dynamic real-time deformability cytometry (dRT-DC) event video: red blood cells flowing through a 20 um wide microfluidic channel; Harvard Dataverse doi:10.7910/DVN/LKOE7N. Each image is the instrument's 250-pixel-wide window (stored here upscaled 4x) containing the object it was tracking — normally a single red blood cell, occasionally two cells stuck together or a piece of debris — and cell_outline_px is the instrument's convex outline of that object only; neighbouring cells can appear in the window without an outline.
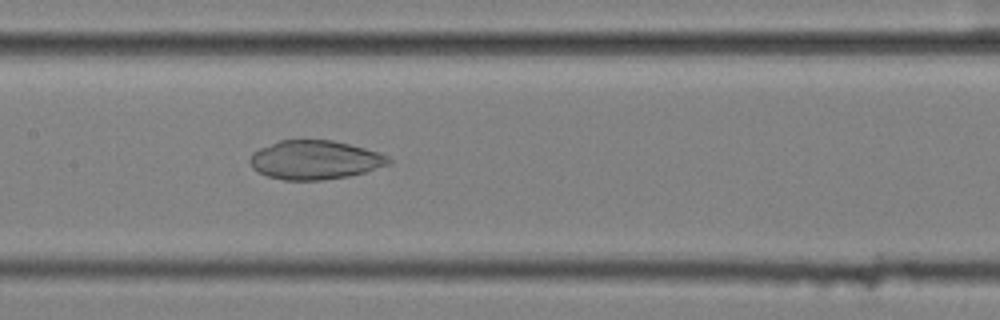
{"species": "common noctule bat (a hibernating species)", "species_latin": "Nyctalus noctula", "temperature_condition": "cold", "stored_images_in_passage": 45, "camera_frame_rate_fps": 3000, "um_per_image_px": 0.085, "animal": {"sex": "female", "body_mass_g": 25.1}, "frame": {"image": 1, "passage_image": 21, "time_ms": 6.667, "image_size_px": [1000, 320], "cell_outline_px": [[392, 164], [364, 172], [348, 176], [320, 180], [284, 180], [268, 176], [256, 172], [252, 168], [248, 160], [252, 152], [260, 148], [280, 140], [332, 140], [380, 152], [388, 156], [392, 160]], "centroid_in_image_um": [26.76, 13.59], "position_along_channel_um": 180.6, "area_um2": 31.56}}
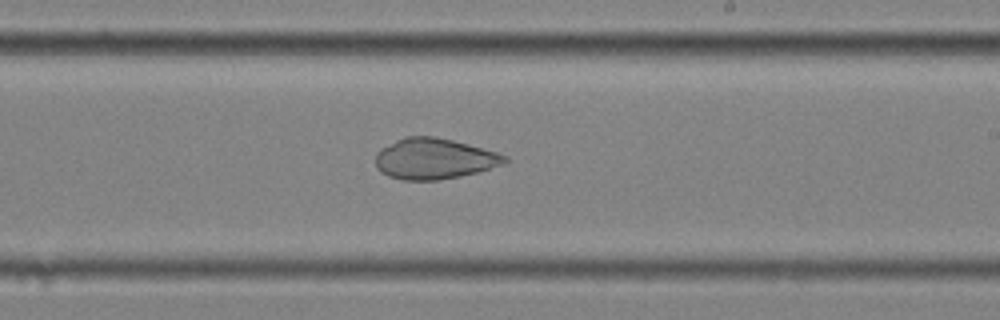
{"frame": {"image": 2, "passage_image": 27, "time_ms": 8.667, "image_size_px": [1000, 320], "cell_outline_px": [[508, 160], [504, 164], [476, 172], [460, 176], [436, 180], [404, 180], [388, 176], [380, 172], [376, 168], [376, 152], [380, 148], [404, 136], [436, 136], [468, 144], [496, 152], [508, 156]], "centroid_in_image_um": [36.87, 13.48], "position_along_channel_um": 252.1, "area_um2": 30.75}}
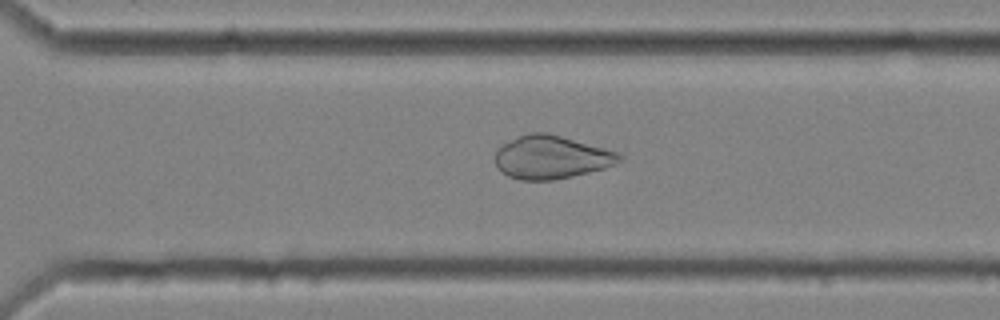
{"frame": {"image": 3, "passage_image": 33, "time_ms": 10.667, "image_size_px": [1000, 320], "cell_outline_px": [[624, 160], [616, 164], [604, 168], [556, 180], [520, 180], [508, 176], [496, 164], [496, 152], [504, 144], [520, 136], [532, 132], [544, 132], [560, 136], [604, 148], [616, 152], [624, 156]], "centroid_in_image_um": [46.9, 13.38], "position_along_channel_um": 323.7, "area_um2": 30.75}}